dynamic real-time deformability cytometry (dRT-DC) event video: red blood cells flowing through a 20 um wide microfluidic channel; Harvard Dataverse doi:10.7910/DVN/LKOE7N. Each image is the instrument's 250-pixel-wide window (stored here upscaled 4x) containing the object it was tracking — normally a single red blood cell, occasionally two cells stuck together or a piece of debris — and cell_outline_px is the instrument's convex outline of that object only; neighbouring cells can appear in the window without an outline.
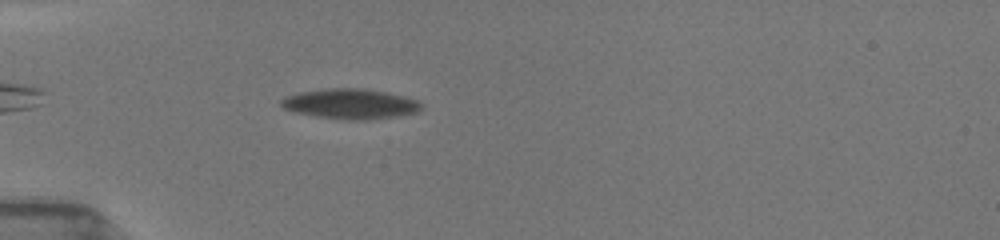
{"species": "common noctule bat (a hibernating species)", "species_latin": "Nyctalus noctula", "temperature_condition": "room temperature", "stored_images_in_passage": 17, "camera_frame_rate_fps": 3000, "um_per_image_px": 0.085, "animal": {"sex": "female", "body_mass_g": 19.5, "forearm_length_mm": 54.1}, "frame": {"image": 1, "passage_image": 5, "time_ms": 1.333, "image_size_px": [1000, 240], "cell_outline_px": [[424, 108], [416, 112], [396, 116], [368, 120], [352, 120], [316, 116], [296, 112], [284, 108], [280, 104], [280, 100], [284, 96], [300, 92], [324, 88], [364, 88], [404, 96], [416, 100]], "centroid_in_image_um": [29.76, 8.82], "position_along_channel_um": 55.2, "area_um2": 24.51}}
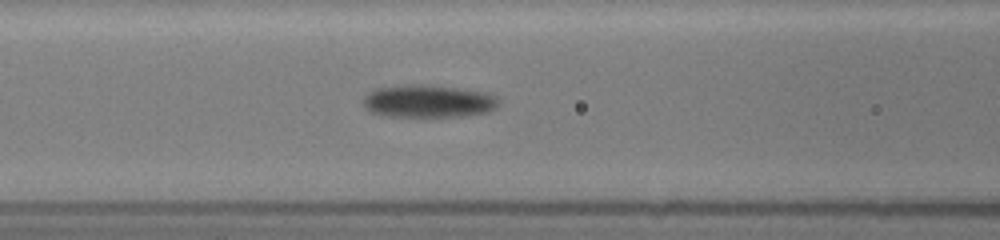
{"frame": {"image": 2, "passage_image": 11, "time_ms": 3.667, "image_size_px": [1000, 240], "cell_outline_px": [[500, 100], [496, 108], [488, 112], [468, 116], [388, 116], [372, 112], [364, 108], [364, 96], [372, 88], [408, 84], [432, 84], [488, 92], [496, 96]], "centroid_in_image_um": [36.43, 8.58], "position_along_channel_um": 130.2, "area_um2": 26.3}}
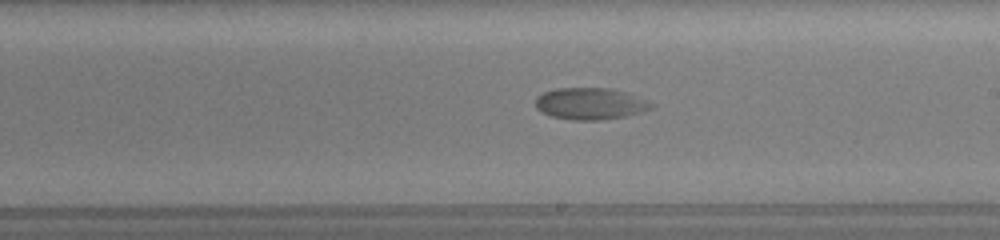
{"frame": {"image": 3, "passage_image": 15, "time_ms": 5.333, "image_size_px": [1000, 240], "cell_outline_px": [[656, 104], [652, 108], [644, 112], [624, 116], [600, 120], [572, 120], [552, 116], [540, 112], [536, 108], [536, 96], [544, 92], [556, 88], [612, 88], [648, 100]], "centroid_in_image_um": [50.18, 8.81], "position_along_channel_um": 238.8, "area_um2": 21.56}}